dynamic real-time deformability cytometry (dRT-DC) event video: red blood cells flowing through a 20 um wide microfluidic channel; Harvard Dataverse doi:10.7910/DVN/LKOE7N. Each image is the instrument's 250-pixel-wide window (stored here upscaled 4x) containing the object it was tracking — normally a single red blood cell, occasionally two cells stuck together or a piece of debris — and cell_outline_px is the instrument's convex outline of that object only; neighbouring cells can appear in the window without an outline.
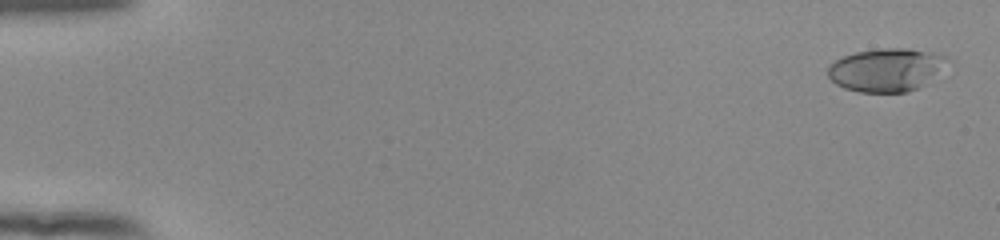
{"species": "human", "species_latin": "Homo sapiens", "temperature_condition": "room temperature", "stored_images_in_passage": 54, "camera_frame_rate_fps": 3000, "um_per_image_px": 0.085, "donor": {"sex": "female"}, "frame": {"image": 1, "passage_image": 2, "time_ms": 0.333, "image_size_px": [1000, 240], "cell_outline_px": [[948, 56], [924, 84], [908, 92], [860, 92], [844, 88], [836, 84], [828, 76], [828, 64], [844, 56], [856, 52], [876, 48], [908, 48]], "centroid_in_image_um": [75.2, 5.93], "position_along_channel_um": 9.8, "area_um2": 29.25}}
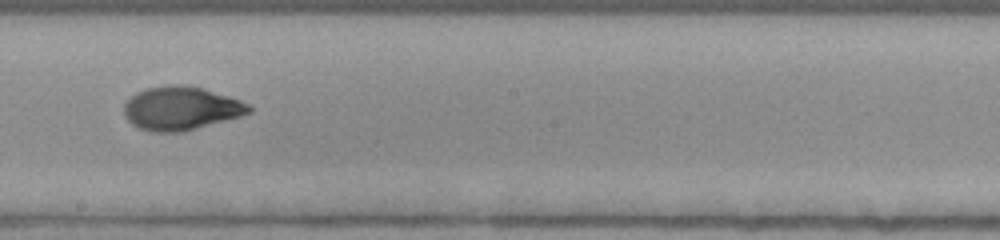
{"frame": {"image": 2, "passage_image": 32, "time_ms": 10.333, "image_size_px": [1000, 240], "cell_outline_px": [[252, 112], [240, 116], [196, 128], [180, 132], [148, 132], [132, 124], [124, 116], [124, 104], [136, 92], [144, 88], [168, 84], [184, 84], [204, 88], [240, 100], [248, 104], [252, 108]], "centroid_in_image_um": [15.36, 9.19], "position_along_channel_um": 232.8, "area_um2": 31.79}}
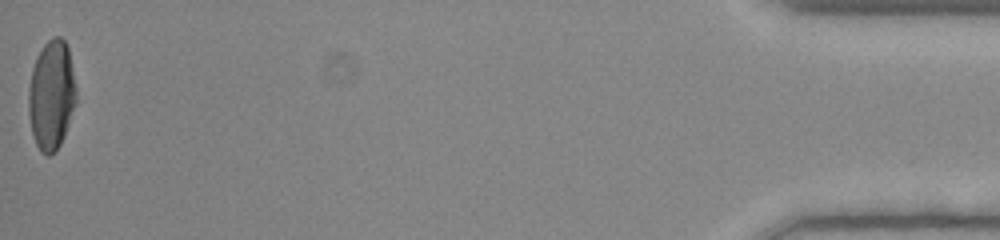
{"frame": {"image": 3, "passage_image": 54, "time_ms": 17.667, "image_size_px": [1000, 240], "cell_outline_px": [[76, 104], [64, 136], [60, 144], [48, 156], [40, 152], [36, 144], [32, 132], [28, 112], [28, 88], [32, 68], [36, 56], [44, 44], [52, 36], [60, 36], [64, 40], [68, 48], [76, 88]], "centroid_in_image_um": [4.36, 8.06], "position_along_channel_um": 430.8, "area_um2": 30.52}, "authors_computed_cell_mechanics": {"area_um2": 30.3739, "velocity_mm_per_s": 3.9138, "shape_relaxation_time_tau1_ms": 4.2337, "shape_relaxation_time_tau2_ms": 1.4596, "deformation_change_tau1": 0.2114, "deformation_change_tau2": 0.0503}}